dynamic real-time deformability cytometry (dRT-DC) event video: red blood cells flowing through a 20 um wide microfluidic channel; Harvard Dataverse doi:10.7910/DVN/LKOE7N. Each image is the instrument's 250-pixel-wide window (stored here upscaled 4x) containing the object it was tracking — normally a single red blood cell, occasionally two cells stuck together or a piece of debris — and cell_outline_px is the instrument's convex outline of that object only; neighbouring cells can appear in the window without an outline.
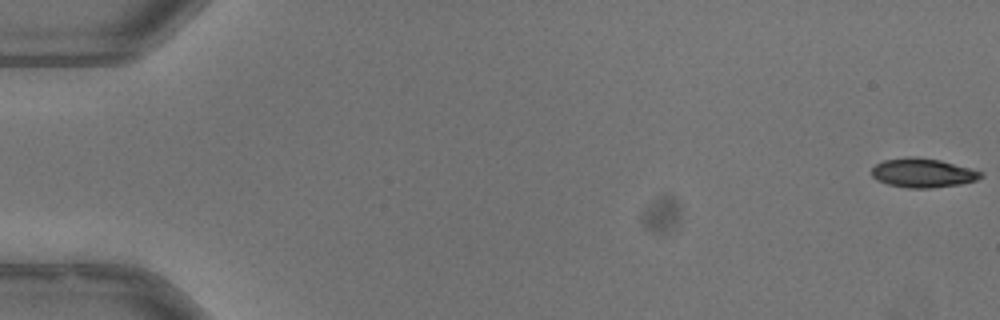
{"species": "common noctule bat (a hibernating species)", "species_latin": "Nyctalus noctula", "temperature_condition": "warm", "stored_images_in_passage": 53, "camera_frame_rate_fps": 3000, "um_per_image_px": 0.085, "animal": {"sex": "male", "body_mass_g": 13.3}, "frame": {"image": 1, "passage_image": 1, "time_ms": 0.0, "image_size_px": [1000, 320], "cell_outline_px": [[984, 176], [976, 180], [960, 184], [932, 188], [908, 188], [888, 184], [876, 180], [872, 176], [872, 168], [876, 164], [884, 160], [908, 156], [916, 156], [940, 160], [984, 172]], "centroid_in_image_um": [78.44, 14.69], "position_along_channel_um": 6.6, "area_um2": 18.61}}
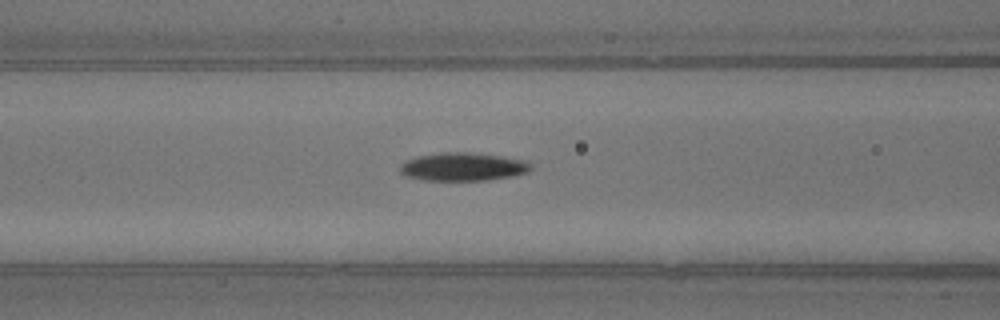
{"frame": {"image": 2, "passage_image": 23, "time_ms": 7.333, "image_size_px": [1000, 320], "cell_outline_px": [[532, 168], [528, 172], [512, 176], [488, 180], [424, 180], [404, 176], [400, 172], [400, 164], [404, 160], [416, 156], [440, 152], [468, 152], [500, 156], [528, 160], [532, 164]], "centroid_in_image_um": [39.34, 14.17], "position_along_channel_um": 127.3, "area_um2": 21.79}}
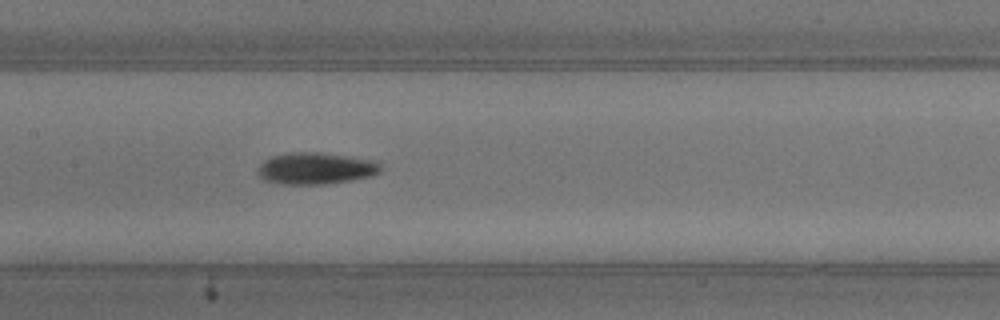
{"frame": {"image": 3, "passage_image": 27, "time_ms": 8.667, "image_size_px": [1000, 320], "cell_outline_px": [[380, 172], [368, 176], [352, 180], [324, 184], [280, 184], [264, 180], [256, 172], [260, 164], [268, 156], [288, 152], [320, 152], [380, 160]], "centroid_in_image_um": [26.82, 14.29], "position_along_channel_um": 180.6, "area_um2": 23.06}, "authors_computed_cell_mechanics": {"area_um2": 20.2878, "velocity_mm_per_s": 3.9836, "shape_relaxation_time_tau1_ms": 4.3054, "shape_relaxation_time_tau2_ms": 11.2835, "deformation_change_tau1": 0.1585, "deformation_change_tau2": 0.2177}}